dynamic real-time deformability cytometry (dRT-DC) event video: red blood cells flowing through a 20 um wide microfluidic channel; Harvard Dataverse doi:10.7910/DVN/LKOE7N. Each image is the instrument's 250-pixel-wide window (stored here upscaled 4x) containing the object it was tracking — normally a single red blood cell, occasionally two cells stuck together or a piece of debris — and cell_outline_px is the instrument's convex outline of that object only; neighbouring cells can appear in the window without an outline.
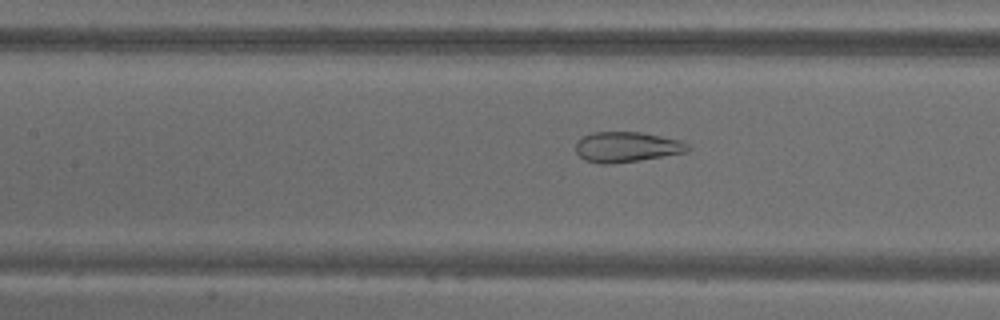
{"species": "common noctule bat (a hibernating species)", "species_latin": "Nyctalus noctula", "temperature_condition": "warm", "stored_images_in_passage": 72, "camera_frame_rate_fps": 3000, "um_per_image_px": 0.085, "animal": {"sex": "male", "body_mass_g": 18.8}, "frame": {"image": 1, "passage_image": 33, "time_ms": 10.667, "image_size_px": [1000, 320], "cell_outline_px": [[688, 152], [640, 160], [612, 164], [600, 164], [584, 160], [576, 152], [576, 140], [592, 132], [640, 132], [680, 140], [688, 144]], "centroid_in_image_um": [53.24, 12.5], "position_along_channel_um": 154.2, "area_um2": 19.83}}
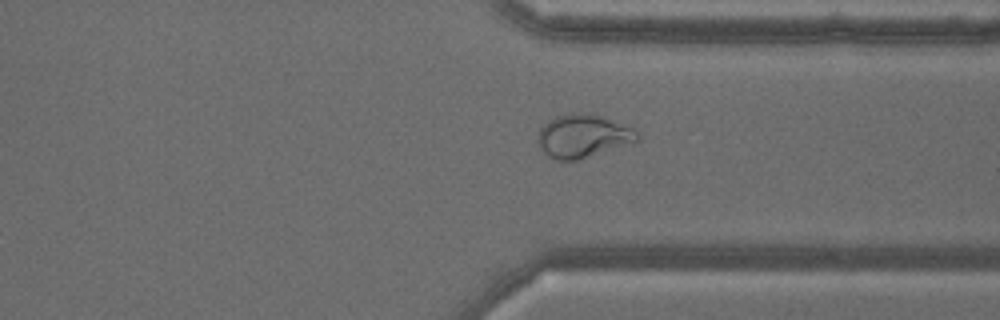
{"frame": {"image": 2, "passage_image": 55, "time_ms": 18.0, "image_size_px": [1000, 320], "cell_outline_px": [[640, 136], [636, 140], [576, 160], [556, 160], [548, 156], [540, 148], [536, 140], [536, 136], [540, 128], [548, 120], [556, 116], [584, 112], [604, 116], [632, 128]], "centroid_in_image_um": [49.47, 11.54], "position_along_channel_um": 361.9, "area_um2": 24.57}}
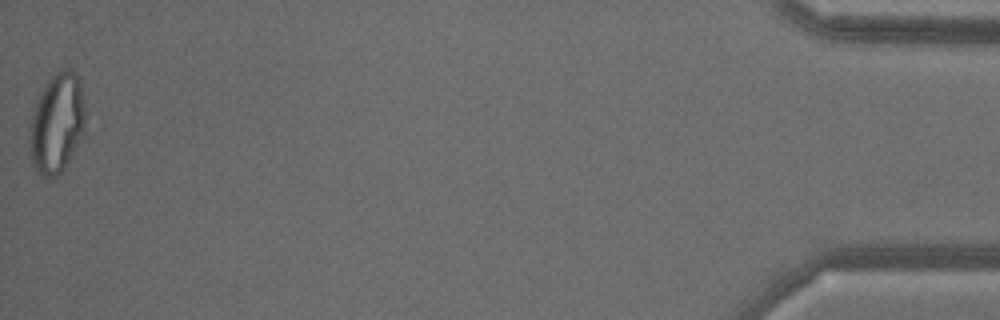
{"frame": {"image": 3, "passage_image": 72, "time_ms": 23.667, "image_size_px": [1000, 320], "cell_outline_px": [[84, 136], [64, 168], [56, 176], [48, 180], [40, 176], [36, 172], [28, 152], [28, 128], [32, 112], [36, 100], [44, 84], [60, 68], [68, 68], [80, 80], [84, 108]], "centroid_in_image_um": [4.79, 10.52], "position_along_channel_um": 430.4, "area_um2": 33.18}}